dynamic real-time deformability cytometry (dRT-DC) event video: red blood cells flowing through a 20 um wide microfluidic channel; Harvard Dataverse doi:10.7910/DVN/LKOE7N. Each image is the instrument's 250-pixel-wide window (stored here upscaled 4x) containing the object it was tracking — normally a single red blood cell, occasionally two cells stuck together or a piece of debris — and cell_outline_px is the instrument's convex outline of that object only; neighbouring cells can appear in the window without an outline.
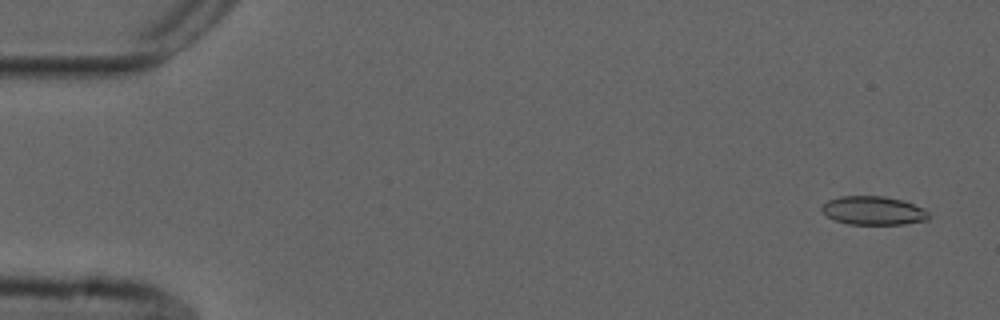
{"species": "common noctule bat (a hibernating species)", "species_latin": "Nyctalus noctula", "temperature_condition": "cold", "stored_images_in_passage": 38, "camera_frame_rate_fps": 3000, "um_per_image_px": 0.085, "animal": {"sex": "male", "forearm_length_mm": 52.5}, "frame": {"image": 1, "passage_image": 3, "time_ms": 0.667, "image_size_px": [1000, 320], "cell_outline_px": [[932, 216], [928, 220], [904, 224], [848, 224], [832, 220], [820, 208], [828, 200], [840, 196], [884, 196], [904, 200], [924, 208]], "centroid_in_image_um": [74.27, 17.9], "position_along_channel_um": 10.7, "area_um2": 18.03}}
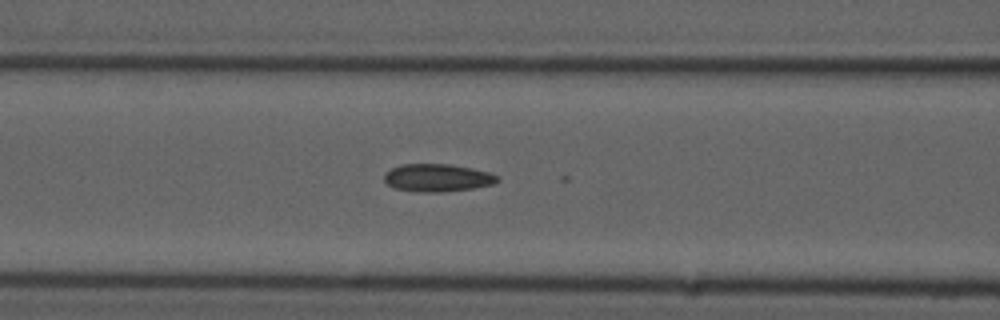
{"frame": {"image": 2, "passage_image": 23, "time_ms": 7.333, "image_size_px": [1000, 320], "cell_outline_px": [[500, 180], [492, 184], [472, 188], [440, 192], [420, 192], [396, 188], [388, 184], [384, 180], [384, 172], [400, 164], [448, 164], [472, 168], [488, 172], [500, 176]], "centroid_in_image_um": [37.17, 15.1], "position_along_channel_um": 129.4, "area_um2": 18.21}}
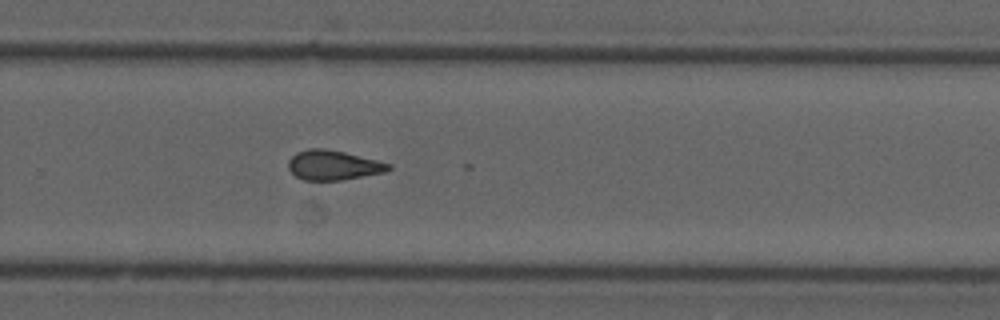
{"frame": {"image": 3, "passage_image": 37, "time_ms": 12.0, "image_size_px": [1000, 320], "cell_outline_px": [[392, 168], [388, 172], [340, 180], [304, 180], [296, 176], [288, 168], [288, 160], [296, 152], [308, 148], [324, 148], [344, 152], [392, 164]], "centroid_in_image_um": [28.34, 14.04], "position_along_channel_um": 301.5, "area_um2": 17.4}}